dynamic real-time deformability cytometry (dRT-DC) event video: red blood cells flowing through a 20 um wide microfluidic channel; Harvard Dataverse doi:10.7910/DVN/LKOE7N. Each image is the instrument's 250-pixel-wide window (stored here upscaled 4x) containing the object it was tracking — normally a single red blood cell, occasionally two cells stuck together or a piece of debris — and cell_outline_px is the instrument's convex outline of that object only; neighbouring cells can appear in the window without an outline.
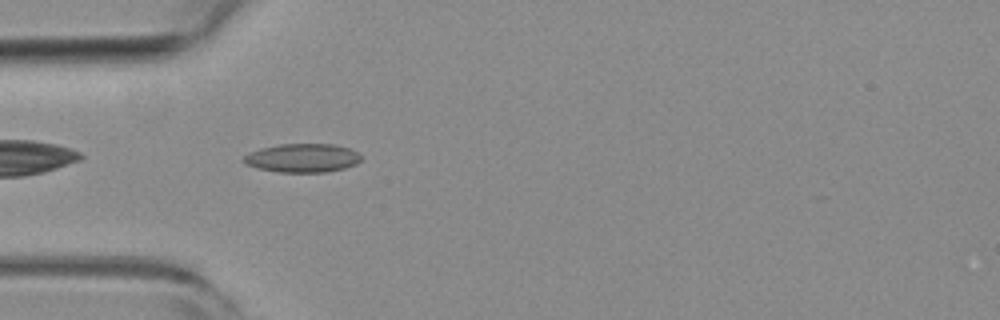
{"species": "common noctule bat (a hibernating species)", "species_latin": "Nyctalus noctula", "temperature_condition": "room temperature", "stored_images_in_passage": 40, "camera_frame_rate_fps": 3000, "um_per_image_px": 0.085, "animal": {"sex": "female", "body_mass_g": 19.3, "forearm_length_mm": 54.1}, "frame": {"image": 1, "passage_image": 2, "time_ms": 0.333, "image_size_px": [1000, 320], "cell_outline_px": [[360, 160], [356, 164], [344, 168], [324, 172], [276, 172], [256, 168], [244, 164], [240, 160], [248, 152], [260, 148], [280, 144], [332, 144], [348, 148], [356, 152], [360, 156]], "centroid_in_image_um": [25.62, 13.43], "position_along_channel_um": 59.4, "area_um2": 19.71}}
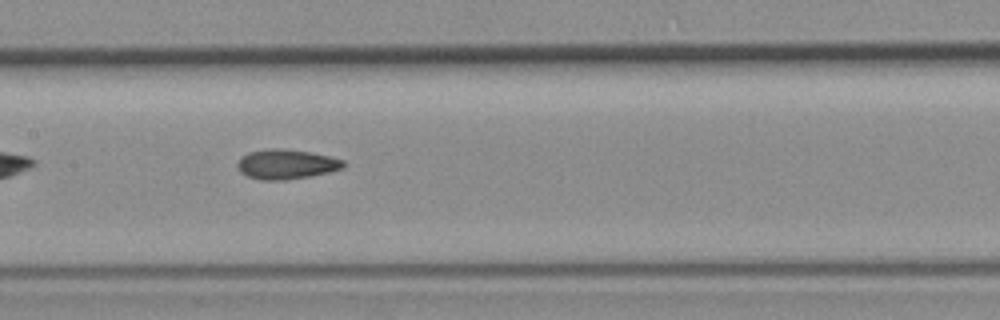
{"frame": {"image": 2, "passage_image": 12, "time_ms": 3.667, "image_size_px": [1000, 320], "cell_outline_px": [[344, 168], [312, 176], [284, 180], [260, 180], [248, 176], [240, 172], [236, 164], [240, 156], [248, 152], [268, 148], [280, 148], [308, 152], [328, 156], [344, 160]], "centroid_in_image_um": [24.29, 13.96], "position_along_channel_um": 183.1, "area_um2": 18.44}}
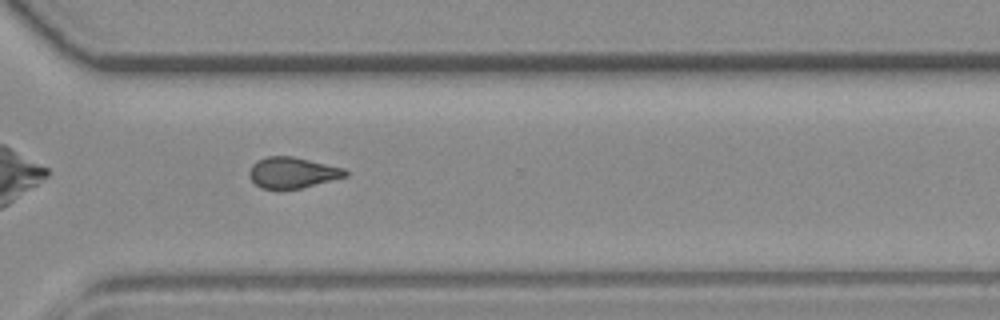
{"frame": {"image": 3, "passage_image": 25, "time_ms": 8.0, "image_size_px": [1000, 320], "cell_outline_px": [[348, 176], [300, 188], [260, 188], [248, 176], [248, 172], [252, 164], [268, 156], [292, 156], [344, 168], [348, 172]], "centroid_in_image_um": [24.85, 14.66], "position_along_channel_um": 345.7, "area_um2": 17.05}, "authors_computed_cell_mechanics": {"area_um2": 17.8313, "velocity_mm_per_s": 3.769, "shape_relaxation_time_tau1_ms": null, "shape_relaxation_time_tau2_ms": 2.1772, "deformation_change_tau1": null, "deformation_change_tau2": 0.0765}}